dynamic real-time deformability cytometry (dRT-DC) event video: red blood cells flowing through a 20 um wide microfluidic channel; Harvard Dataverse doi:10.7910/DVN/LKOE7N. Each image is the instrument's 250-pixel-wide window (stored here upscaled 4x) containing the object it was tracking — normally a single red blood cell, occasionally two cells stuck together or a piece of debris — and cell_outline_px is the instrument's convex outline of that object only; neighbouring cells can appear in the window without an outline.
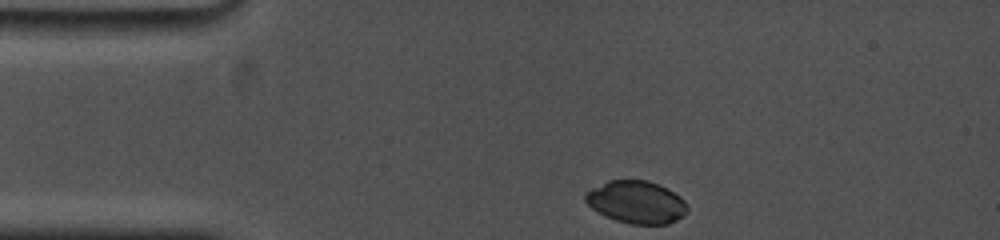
{"species": "common noctule bat (a hibernating species)", "species_latin": "Nyctalus noctula", "temperature_condition": "cold", "stored_images_in_passage": 43, "camera_frame_rate_fps": 5000, "um_per_image_px": 0.085, "animal": {"sex": "female", "body_mass_g": 19.0, "forearm_length_mm": 53.3}, "frame": {"image": 1, "passage_image": 1, "time_ms": 0.0, "image_size_px": [1000, 240], "cell_outline_px": [[688, 212], [684, 216], [668, 224], [632, 224], [616, 220], [592, 208], [584, 200], [584, 192], [608, 180], [648, 180], [668, 188], [680, 196], [684, 200], [688, 208]], "centroid_in_image_um": [54.12, 17.17], "position_along_channel_um": 30.9, "area_um2": 25.32}}
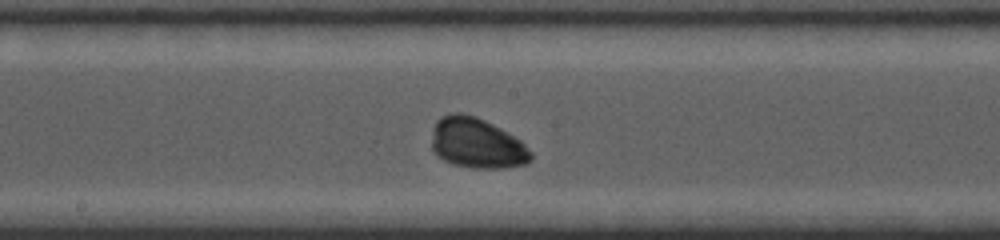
{"frame": {"image": 2, "passage_image": 19, "time_ms": 6.0, "image_size_px": [1000, 240], "cell_outline_px": [[532, 160], [524, 164], [504, 168], [472, 168], [452, 164], [436, 156], [432, 152], [432, 128], [436, 120], [440, 116], [452, 112], [460, 112], [476, 116], [500, 128], [520, 140], [532, 152]], "centroid_in_image_um": [40.49, 12.17], "position_along_channel_um": 207.7, "area_um2": 29.42}}
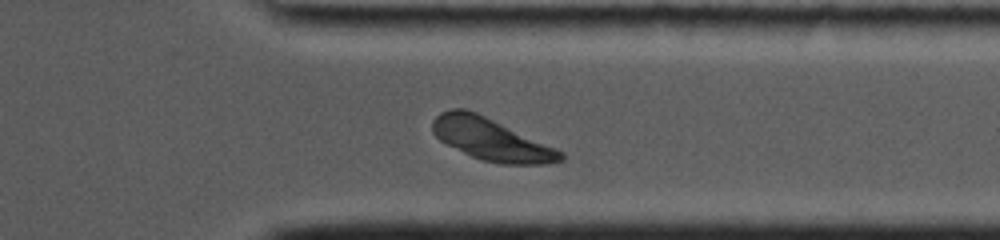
{"frame": {"image": 3, "passage_image": 37, "time_ms": 10.4, "image_size_px": [1000, 240], "cell_outline_px": [[564, 160], [544, 164], [500, 164], [480, 160], [440, 140], [432, 132], [432, 120], [440, 112], [452, 108], [464, 108], [476, 112], [556, 148], [564, 152]], "centroid_in_image_um": [41.74, 11.84], "position_along_channel_um": 369.7, "area_um2": 31.21}, "authors_computed_cell_mechanics": {"area_um2": 28.9578, "velocity_mm_per_s": 3.6674, "shape_relaxation_time_tau1_ms": 2.4034, "shape_relaxation_time_tau2_ms": 7.5153, "deformation_change_tau1": 0.1573, "deformation_change_tau2": 0.114}}